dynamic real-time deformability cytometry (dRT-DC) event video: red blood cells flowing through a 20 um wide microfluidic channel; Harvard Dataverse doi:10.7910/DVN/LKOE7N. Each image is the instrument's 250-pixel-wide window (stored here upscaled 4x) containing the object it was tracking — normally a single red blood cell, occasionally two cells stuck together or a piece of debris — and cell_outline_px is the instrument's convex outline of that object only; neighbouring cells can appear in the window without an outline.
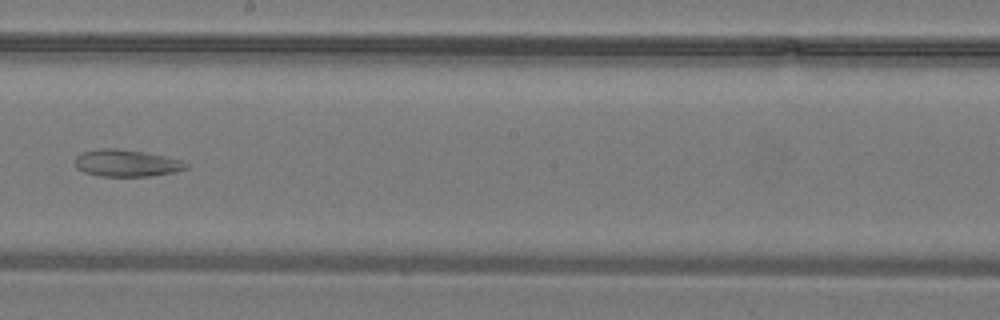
{"species": "common noctule bat (a hibernating species)", "species_latin": "Nyctalus noctula", "temperature_condition": "warm", "stored_images_in_passage": 27, "camera_frame_rate_fps": 3000, "um_per_image_px": 0.085, "animal": {"sex": "male", "body_mass_g": 19.2, "forearm_length_mm": 51.8}, "frame": {"image": 1, "passage_image": 12, "time_ms": 3.667, "image_size_px": [1000, 320], "cell_outline_px": [[188, 168], [172, 172], [152, 176], [100, 176], [84, 172], [76, 168], [72, 164], [76, 156], [80, 152], [100, 148], [116, 148], [140, 152], [180, 160], [188, 164]], "centroid_in_image_um": [10.64, 13.87], "position_along_channel_um": 237.6, "area_um2": 17.34}}
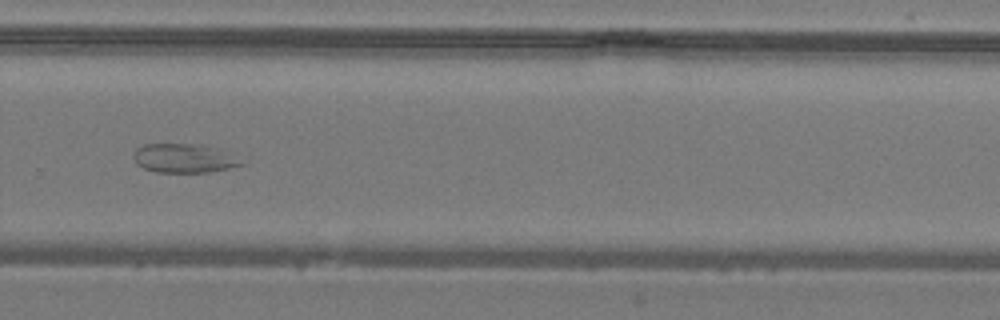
{"frame": {"image": 2, "passage_image": 16, "time_ms": 5.0, "image_size_px": [1000, 320], "cell_outline_px": [[244, 164], [228, 168], [208, 172], [156, 172], [144, 168], [136, 164], [132, 156], [132, 152], [136, 148], [144, 144], [192, 144], [220, 148]], "centroid_in_image_um": [15.55, 13.45], "position_along_channel_um": 314.3, "area_um2": 18.03}}
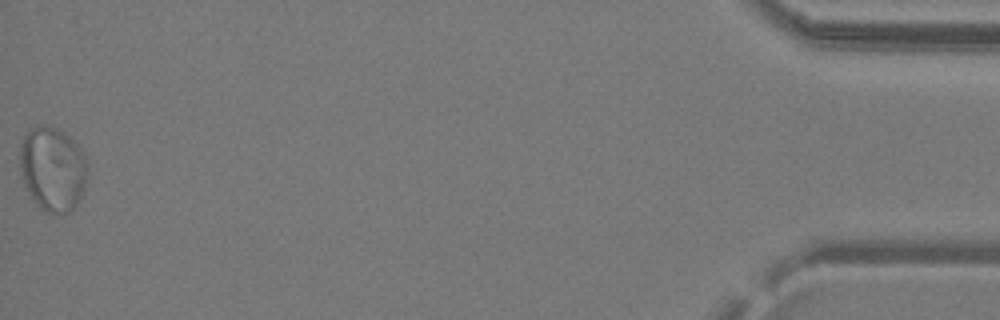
{"frame": {"image": 3, "passage_image": 27, "time_ms": 8.667, "image_size_px": [1000, 320], "cell_outline_px": [[88, 164], [84, 188], [76, 204], [68, 212], [60, 216], [48, 212], [40, 208], [36, 204], [24, 184], [20, 168], [20, 144], [24, 136], [36, 124], [52, 124], [64, 132], [80, 148]], "centroid_in_image_um": [4.46, 14.33], "position_along_channel_um": 430.7, "area_um2": 33.41}}